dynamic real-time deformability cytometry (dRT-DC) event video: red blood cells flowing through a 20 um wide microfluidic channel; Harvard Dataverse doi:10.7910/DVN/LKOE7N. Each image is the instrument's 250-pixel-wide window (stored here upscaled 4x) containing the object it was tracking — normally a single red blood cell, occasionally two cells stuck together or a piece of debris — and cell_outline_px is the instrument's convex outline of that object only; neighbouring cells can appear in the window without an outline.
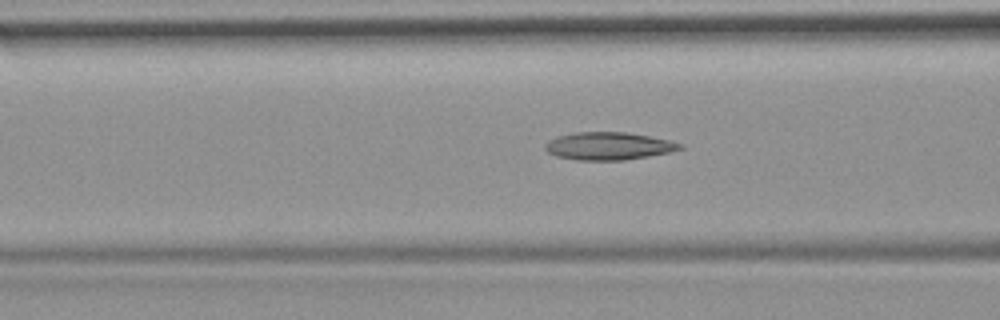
{"species": "common noctule bat (a hibernating species)", "species_latin": "Nyctalus noctula", "temperature_condition": "room temperature", "stored_images_in_passage": 35, "camera_frame_rate_fps": 3000, "um_per_image_px": 0.085, "animal": {"sex": "female", "body_mass_g": 19.9}, "frame": {"image": 1, "passage_image": 6, "time_ms": 1.667, "image_size_px": [1000, 320], "cell_outline_px": [[684, 148], [668, 152], [648, 156], [624, 160], [576, 160], [556, 156], [548, 152], [544, 148], [544, 144], [548, 140], [560, 136], [576, 132], [628, 132], [668, 140], [684, 144]], "centroid_in_image_um": [51.72, 12.41], "position_along_channel_um": 114.9, "area_um2": 21.68}}
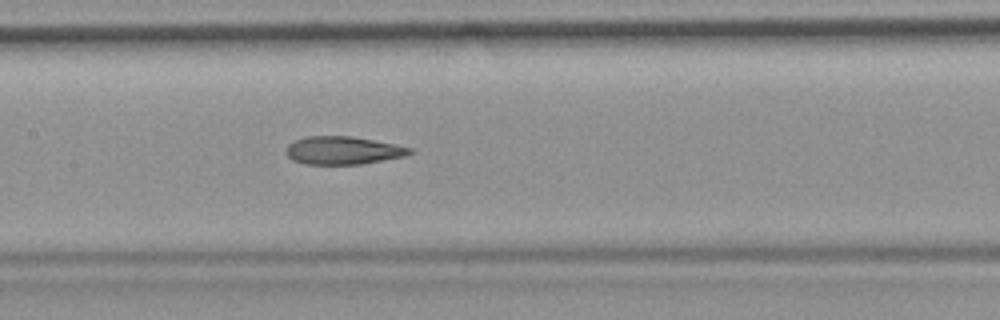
{"frame": {"image": 2, "passage_image": 11, "time_ms": 3.333, "image_size_px": [1000, 320], "cell_outline_px": [[412, 152], [404, 156], [360, 164], [304, 164], [292, 160], [284, 152], [284, 148], [292, 140], [304, 136], [352, 136], [412, 148]], "centroid_in_image_um": [29.04, 12.78], "position_along_channel_um": 178.4, "area_um2": 20.17}, "authors_computed_cell_mechanics": {"area_um2": 20.6346, "velocity_mm_per_s": 3.8057, "shape_relaxation_time_tau1_ms": null, "shape_relaxation_time_tau2_ms": 3.6201, "deformation_change_tau1": null, "deformation_change_tau2": 0.1307}}